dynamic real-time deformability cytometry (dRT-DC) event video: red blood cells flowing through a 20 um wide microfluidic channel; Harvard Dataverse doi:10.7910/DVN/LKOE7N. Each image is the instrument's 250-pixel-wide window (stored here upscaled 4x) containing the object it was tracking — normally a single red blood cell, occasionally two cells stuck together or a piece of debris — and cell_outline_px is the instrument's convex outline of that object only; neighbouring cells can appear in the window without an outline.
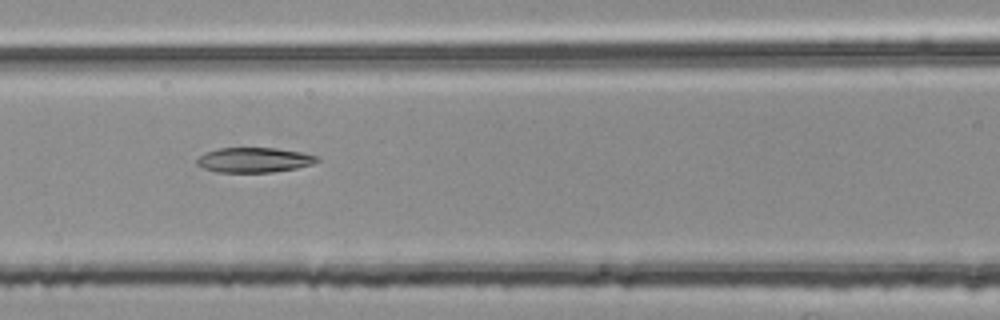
{"species": "common noctule bat (a hibernating species)", "species_latin": "Nyctalus noctula", "temperature_condition": "room temperature", "stored_images_in_passage": 54, "segment_of_instrument_passage": [2, 2], "camera_frame_rate_fps": 3000, "um_per_image_px": 0.085, "animal": {"sex": "female", "body_mass_g": 25.1}, "frame": {"image": 1, "passage_image": 24, "time_ms": 7.667, "image_size_px": [1000, 320], "cell_outline_px": [[320, 160], [312, 164], [296, 168], [272, 172], [216, 172], [204, 168], [196, 164], [196, 160], [204, 152], [220, 148], [276, 148], [300, 152], [320, 156]], "centroid_in_image_um": [21.6, 13.59], "position_along_channel_um": 145.0, "area_um2": 17.46}}
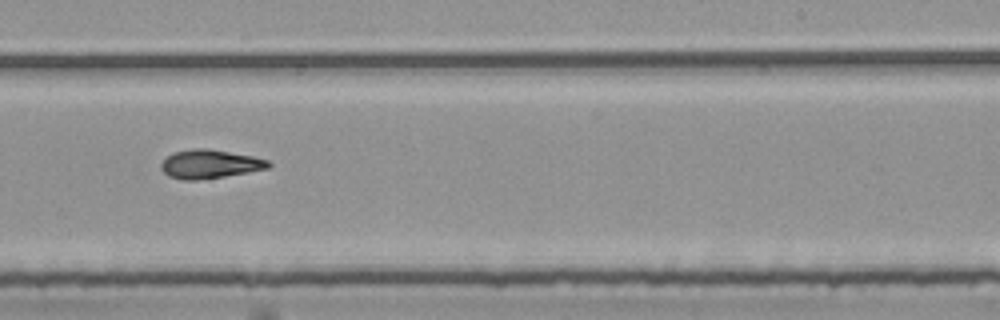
{"frame": {"image": 2, "passage_image": 34, "time_ms": 11.0, "image_size_px": [1000, 320], "cell_outline_px": [[272, 164], [268, 168], [248, 172], [200, 180], [184, 180], [168, 176], [160, 168], [160, 164], [172, 152], [192, 148], [208, 148], [252, 156], [268, 160]], "centroid_in_image_um": [17.81, 13.94], "position_along_channel_um": 271.2, "area_um2": 17.98}}
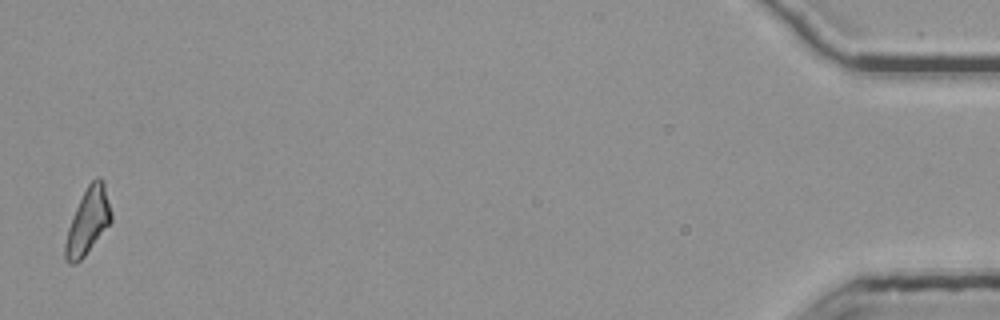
{"frame": {"image": 3, "passage_image": 54, "time_ms": 17.667, "image_size_px": [1000, 320], "cell_outline_px": [[112, 220], [84, 256], [76, 264], [68, 264], [64, 260], [64, 244], [68, 228], [76, 208], [88, 184], [96, 176], [100, 176], [104, 180], [112, 212]], "centroid_in_image_um": [7.47, 18.8], "position_along_channel_um": 427.7, "area_um2": 17.63}}